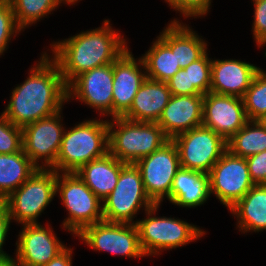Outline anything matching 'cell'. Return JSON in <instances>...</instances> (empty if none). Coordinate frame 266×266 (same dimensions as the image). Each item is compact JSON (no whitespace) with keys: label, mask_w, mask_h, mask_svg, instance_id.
Instances as JSON below:
<instances>
[{"label":"cell","mask_w":266,"mask_h":266,"mask_svg":"<svg viewBox=\"0 0 266 266\" xmlns=\"http://www.w3.org/2000/svg\"><path fill=\"white\" fill-rule=\"evenodd\" d=\"M23 83L11 92L10 100L1 113L14 125L24 127L39 119L50 117L64 108L67 85L58 64L43 52Z\"/></svg>","instance_id":"obj_1"},{"label":"cell","mask_w":266,"mask_h":266,"mask_svg":"<svg viewBox=\"0 0 266 266\" xmlns=\"http://www.w3.org/2000/svg\"><path fill=\"white\" fill-rule=\"evenodd\" d=\"M109 20H104L101 27L50 44L49 56L58 64L66 85L85 71L114 63L129 48L127 39L113 30Z\"/></svg>","instance_id":"obj_2"},{"label":"cell","mask_w":266,"mask_h":266,"mask_svg":"<svg viewBox=\"0 0 266 266\" xmlns=\"http://www.w3.org/2000/svg\"><path fill=\"white\" fill-rule=\"evenodd\" d=\"M109 152L108 119H86L65 129L56 164V172H77L83 165Z\"/></svg>","instance_id":"obj_3"},{"label":"cell","mask_w":266,"mask_h":266,"mask_svg":"<svg viewBox=\"0 0 266 266\" xmlns=\"http://www.w3.org/2000/svg\"><path fill=\"white\" fill-rule=\"evenodd\" d=\"M169 140L157 123L135 122L123 117L108 120L109 153L124 163L135 164Z\"/></svg>","instance_id":"obj_4"},{"label":"cell","mask_w":266,"mask_h":266,"mask_svg":"<svg viewBox=\"0 0 266 266\" xmlns=\"http://www.w3.org/2000/svg\"><path fill=\"white\" fill-rule=\"evenodd\" d=\"M159 207L160 205H154L146 210V217L137 220L135 224L138 229L140 246L146 257L161 255L164 250L186 246L205 235L206 232L203 229L181 219L158 217L156 213Z\"/></svg>","instance_id":"obj_5"},{"label":"cell","mask_w":266,"mask_h":266,"mask_svg":"<svg viewBox=\"0 0 266 266\" xmlns=\"http://www.w3.org/2000/svg\"><path fill=\"white\" fill-rule=\"evenodd\" d=\"M56 194L68 211L63 228L75 237L87 226L103 219L102 201L76 172H57Z\"/></svg>","instance_id":"obj_6"},{"label":"cell","mask_w":266,"mask_h":266,"mask_svg":"<svg viewBox=\"0 0 266 266\" xmlns=\"http://www.w3.org/2000/svg\"><path fill=\"white\" fill-rule=\"evenodd\" d=\"M56 179L55 170L36 169L17 190L4 199L11 220L19 225L40 224L39 215L57 195Z\"/></svg>","instance_id":"obj_7"},{"label":"cell","mask_w":266,"mask_h":266,"mask_svg":"<svg viewBox=\"0 0 266 266\" xmlns=\"http://www.w3.org/2000/svg\"><path fill=\"white\" fill-rule=\"evenodd\" d=\"M155 204L144 189L139 168L126 163L120 172L114 190L102 201L103 219L108 222L136 224L134 218Z\"/></svg>","instance_id":"obj_8"},{"label":"cell","mask_w":266,"mask_h":266,"mask_svg":"<svg viewBox=\"0 0 266 266\" xmlns=\"http://www.w3.org/2000/svg\"><path fill=\"white\" fill-rule=\"evenodd\" d=\"M180 167L209 173L213 165L227 151V141L203 125L174 137Z\"/></svg>","instance_id":"obj_9"},{"label":"cell","mask_w":266,"mask_h":266,"mask_svg":"<svg viewBox=\"0 0 266 266\" xmlns=\"http://www.w3.org/2000/svg\"><path fill=\"white\" fill-rule=\"evenodd\" d=\"M61 114L62 110L22 127V149L37 168L52 169L56 164L66 129Z\"/></svg>","instance_id":"obj_10"},{"label":"cell","mask_w":266,"mask_h":266,"mask_svg":"<svg viewBox=\"0 0 266 266\" xmlns=\"http://www.w3.org/2000/svg\"><path fill=\"white\" fill-rule=\"evenodd\" d=\"M144 189L155 205H161L168 199L176 172L180 169L177 146L169 140L161 148L138 160Z\"/></svg>","instance_id":"obj_11"},{"label":"cell","mask_w":266,"mask_h":266,"mask_svg":"<svg viewBox=\"0 0 266 266\" xmlns=\"http://www.w3.org/2000/svg\"><path fill=\"white\" fill-rule=\"evenodd\" d=\"M76 237H79L78 239L95 251H105L129 258L146 256L140 246L138 229L135 224L102 220L85 227Z\"/></svg>","instance_id":"obj_12"},{"label":"cell","mask_w":266,"mask_h":266,"mask_svg":"<svg viewBox=\"0 0 266 266\" xmlns=\"http://www.w3.org/2000/svg\"><path fill=\"white\" fill-rule=\"evenodd\" d=\"M208 174L210 194H214L228 210L255 185L246 158L235 156L228 150Z\"/></svg>","instance_id":"obj_13"},{"label":"cell","mask_w":266,"mask_h":266,"mask_svg":"<svg viewBox=\"0 0 266 266\" xmlns=\"http://www.w3.org/2000/svg\"><path fill=\"white\" fill-rule=\"evenodd\" d=\"M113 63L95 67L74 78L67 85V101L79 100L104 117L112 118Z\"/></svg>","instance_id":"obj_14"},{"label":"cell","mask_w":266,"mask_h":266,"mask_svg":"<svg viewBox=\"0 0 266 266\" xmlns=\"http://www.w3.org/2000/svg\"><path fill=\"white\" fill-rule=\"evenodd\" d=\"M66 247L50 224H25L16 241L15 258L19 266H45Z\"/></svg>","instance_id":"obj_15"},{"label":"cell","mask_w":266,"mask_h":266,"mask_svg":"<svg viewBox=\"0 0 266 266\" xmlns=\"http://www.w3.org/2000/svg\"><path fill=\"white\" fill-rule=\"evenodd\" d=\"M248 121L241 97L212 92L203 95L202 125L226 141Z\"/></svg>","instance_id":"obj_16"},{"label":"cell","mask_w":266,"mask_h":266,"mask_svg":"<svg viewBox=\"0 0 266 266\" xmlns=\"http://www.w3.org/2000/svg\"><path fill=\"white\" fill-rule=\"evenodd\" d=\"M143 60L134 58L126 49L113 63L112 118L123 117L130 109L133 99L146 80Z\"/></svg>","instance_id":"obj_17"},{"label":"cell","mask_w":266,"mask_h":266,"mask_svg":"<svg viewBox=\"0 0 266 266\" xmlns=\"http://www.w3.org/2000/svg\"><path fill=\"white\" fill-rule=\"evenodd\" d=\"M203 95H172L157 124L172 140L177 135L202 125Z\"/></svg>","instance_id":"obj_18"},{"label":"cell","mask_w":266,"mask_h":266,"mask_svg":"<svg viewBox=\"0 0 266 266\" xmlns=\"http://www.w3.org/2000/svg\"><path fill=\"white\" fill-rule=\"evenodd\" d=\"M259 69L240 59H212L210 92L242 98Z\"/></svg>","instance_id":"obj_19"},{"label":"cell","mask_w":266,"mask_h":266,"mask_svg":"<svg viewBox=\"0 0 266 266\" xmlns=\"http://www.w3.org/2000/svg\"><path fill=\"white\" fill-rule=\"evenodd\" d=\"M178 20H171L159 37L175 52L177 64L183 69L200 59L207 52L208 45L192 27Z\"/></svg>","instance_id":"obj_20"},{"label":"cell","mask_w":266,"mask_h":266,"mask_svg":"<svg viewBox=\"0 0 266 266\" xmlns=\"http://www.w3.org/2000/svg\"><path fill=\"white\" fill-rule=\"evenodd\" d=\"M171 96L167 83L146 78L123 118L135 122L157 123Z\"/></svg>","instance_id":"obj_21"},{"label":"cell","mask_w":266,"mask_h":266,"mask_svg":"<svg viewBox=\"0 0 266 266\" xmlns=\"http://www.w3.org/2000/svg\"><path fill=\"white\" fill-rule=\"evenodd\" d=\"M210 195L208 173L180 167L173 179L168 200L180 207L195 208L206 203Z\"/></svg>","instance_id":"obj_22"},{"label":"cell","mask_w":266,"mask_h":266,"mask_svg":"<svg viewBox=\"0 0 266 266\" xmlns=\"http://www.w3.org/2000/svg\"><path fill=\"white\" fill-rule=\"evenodd\" d=\"M125 164L108 152L105 156L83 165L76 173L86 186L103 201L114 190Z\"/></svg>","instance_id":"obj_23"},{"label":"cell","mask_w":266,"mask_h":266,"mask_svg":"<svg viewBox=\"0 0 266 266\" xmlns=\"http://www.w3.org/2000/svg\"><path fill=\"white\" fill-rule=\"evenodd\" d=\"M229 211L237 219L239 232L266 230V184L254 185Z\"/></svg>","instance_id":"obj_24"},{"label":"cell","mask_w":266,"mask_h":266,"mask_svg":"<svg viewBox=\"0 0 266 266\" xmlns=\"http://www.w3.org/2000/svg\"><path fill=\"white\" fill-rule=\"evenodd\" d=\"M38 169L24 153L0 154V198L6 199Z\"/></svg>","instance_id":"obj_25"},{"label":"cell","mask_w":266,"mask_h":266,"mask_svg":"<svg viewBox=\"0 0 266 266\" xmlns=\"http://www.w3.org/2000/svg\"><path fill=\"white\" fill-rule=\"evenodd\" d=\"M142 56L148 79L166 83L181 69L175 52L159 36Z\"/></svg>","instance_id":"obj_26"},{"label":"cell","mask_w":266,"mask_h":266,"mask_svg":"<svg viewBox=\"0 0 266 266\" xmlns=\"http://www.w3.org/2000/svg\"><path fill=\"white\" fill-rule=\"evenodd\" d=\"M227 150L243 158L265 151L266 123L262 120H249L227 141Z\"/></svg>","instance_id":"obj_27"},{"label":"cell","mask_w":266,"mask_h":266,"mask_svg":"<svg viewBox=\"0 0 266 266\" xmlns=\"http://www.w3.org/2000/svg\"><path fill=\"white\" fill-rule=\"evenodd\" d=\"M17 26L23 31L48 16L65 0H9ZM48 14V15H47Z\"/></svg>","instance_id":"obj_28"},{"label":"cell","mask_w":266,"mask_h":266,"mask_svg":"<svg viewBox=\"0 0 266 266\" xmlns=\"http://www.w3.org/2000/svg\"><path fill=\"white\" fill-rule=\"evenodd\" d=\"M242 99L249 120L266 118V71L259 69Z\"/></svg>","instance_id":"obj_29"},{"label":"cell","mask_w":266,"mask_h":266,"mask_svg":"<svg viewBox=\"0 0 266 266\" xmlns=\"http://www.w3.org/2000/svg\"><path fill=\"white\" fill-rule=\"evenodd\" d=\"M13 9L9 0H0V57L8 49L12 37L20 35ZM14 35V36H13Z\"/></svg>","instance_id":"obj_30"},{"label":"cell","mask_w":266,"mask_h":266,"mask_svg":"<svg viewBox=\"0 0 266 266\" xmlns=\"http://www.w3.org/2000/svg\"><path fill=\"white\" fill-rule=\"evenodd\" d=\"M206 52L200 59L189 65L190 86H194L202 95L210 92L211 87V63Z\"/></svg>","instance_id":"obj_31"},{"label":"cell","mask_w":266,"mask_h":266,"mask_svg":"<svg viewBox=\"0 0 266 266\" xmlns=\"http://www.w3.org/2000/svg\"><path fill=\"white\" fill-rule=\"evenodd\" d=\"M22 128L0 115V154H12L22 150Z\"/></svg>","instance_id":"obj_32"},{"label":"cell","mask_w":266,"mask_h":266,"mask_svg":"<svg viewBox=\"0 0 266 266\" xmlns=\"http://www.w3.org/2000/svg\"><path fill=\"white\" fill-rule=\"evenodd\" d=\"M172 9L177 11L183 18L207 16L210 11L212 0H164Z\"/></svg>","instance_id":"obj_33"},{"label":"cell","mask_w":266,"mask_h":266,"mask_svg":"<svg viewBox=\"0 0 266 266\" xmlns=\"http://www.w3.org/2000/svg\"><path fill=\"white\" fill-rule=\"evenodd\" d=\"M254 6L253 38L258 48L266 45V0H256Z\"/></svg>","instance_id":"obj_34"},{"label":"cell","mask_w":266,"mask_h":266,"mask_svg":"<svg viewBox=\"0 0 266 266\" xmlns=\"http://www.w3.org/2000/svg\"><path fill=\"white\" fill-rule=\"evenodd\" d=\"M166 83L171 95H202L194 86H190L189 66L180 69Z\"/></svg>","instance_id":"obj_35"},{"label":"cell","mask_w":266,"mask_h":266,"mask_svg":"<svg viewBox=\"0 0 266 266\" xmlns=\"http://www.w3.org/2000/svg\"><path fill=\"white\" fill-rule=\"evenodd\" d=\"M246 161L253 183L266 184V150L247 157Z\"/></svg>","instance_id":"obj_36"},{"label":"cell","mask_w":266,"mask_h":266,"mask_svg":"<svg viewBox=\"0 0 266 266\" xmlns=\"http://www.w3.org/2000/svg\"><path fill=\"white\" fill-rule=\"evenodd\" d=\"M11 222L13 221L9 217L6 209H4L0 213V259H5L10 256L7 253H5L6 251H3L4 250L3 245L5 244L6 237H8L7 234H8V231L10 230L9 228H10Z\"/></svg>","instance_id":"obj_37"},{"label":"cell","mask_w":266,"mask_h":266,"mask_svg":"<svg viewBox=\"0 0 266 266\" xmlns=\"http://www.w3.org/2000/svg\"><path fill=\"white\" fill-rule=\"evenodd\" d=\"M73 248L66 247L55 258L51 259L45 266H73L72 265Z\"/></svg>","instance_id":"obj_38"},{"label":"cell","mask_w":266,"mask_h":266,"mask_svg":"<svg viewBox=\"0 0 266 266\" xmlns=\"http://www.w3.org/2000/svg\"><path fill=\"white\" fill-rule=\"evenodd\" d=\"M0 266H19L18 262L16 261V258H12L11 256L0 259Z\"/></svg>","instance_id":"obj_39"},{"label":"cell","mask_w":266,"mask_h":266,"mask_svg":"<svg viewBox=\"0 0 266 266\" xmlns=\"http://www.w3.org/2000/svg\"><path fill=\"white\" fill-rule=\"evenodd\" d=\"M5 209L4 199L0 198V213Z\"/></svg>","instance_id":"obj_40"},{"label":"cell","mask_w":266,"mask_h":266,"mask_svg":"<svg viewBox=\"0 0 266 266\" xmlns=\"http://www.w3.org/2000/svg\"><path fill=\"white\" fill-rule=\"evenodd\" d=\"M66 1V3H67V5H75L76 3H78V0H65ZM79 1H81V0H79Z\"/></svg>","instance_id":"obj_41"}]
</instances>
